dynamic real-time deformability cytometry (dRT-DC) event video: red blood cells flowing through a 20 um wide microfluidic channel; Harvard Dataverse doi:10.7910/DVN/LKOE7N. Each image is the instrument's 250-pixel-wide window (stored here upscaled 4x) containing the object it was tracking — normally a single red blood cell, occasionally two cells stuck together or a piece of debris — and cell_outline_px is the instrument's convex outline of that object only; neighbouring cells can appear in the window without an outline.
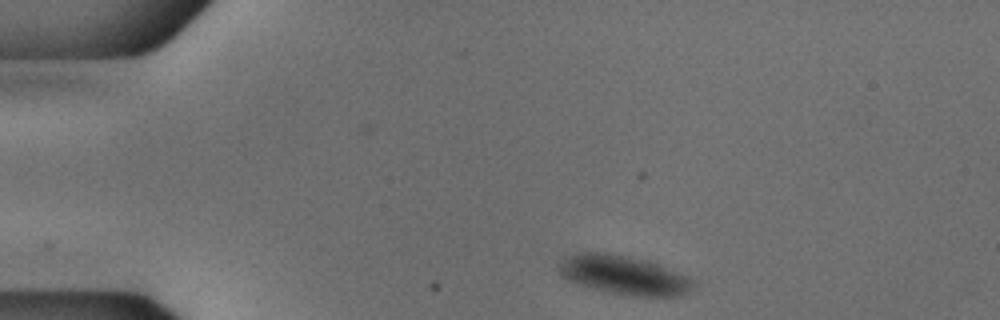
{"species": "common noctule bat (a hibernating species)", "species_latin": "Nyctalus noctula", "temperature_condition": "cold", "stored_images_in_passage": 45, "camera_frame_rate_fps": 3000, "um_per_image_px": 0.085, "animal": {"sex": "male", "body_mass_g": 18.8}, "frame": {"image": 1, "passage_image": 1, "time_ms": 0.0, "image_size_px": [1000, 320], "cell_outline_px": [[696, 284], [684, 296], [624, 296], [576, 284], [560, 276], [560, 264], [564, 260], [576, 252], [608, 252], [648, 260], [688, 276], [696, 280]], "centroid_in_image_um": [53.08, 23.39], "position_along_channel_um": 31.9, "area_um2": 30.87}}
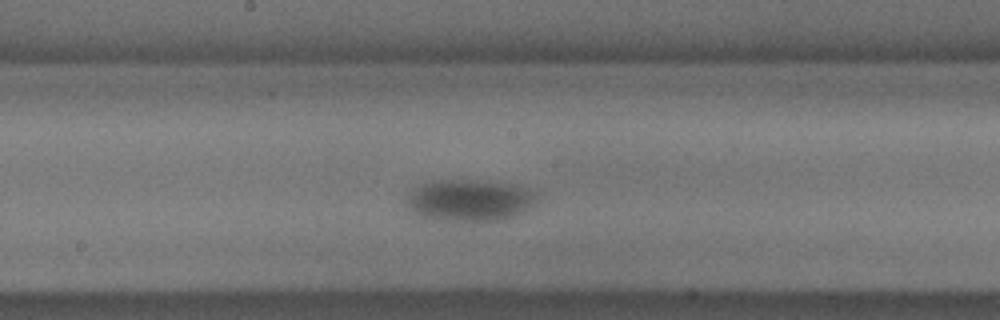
{"frame": {"image": 2, "passage_image": 20, "time_ms": 6.333, "image_size_px": [1000, 320], "cell_outline_px": [[540, 196], [524, 212], [516, 216], [504, 220], [432, 220], [420, 216], [412, 212], [404, 204], [412, 188], [424, 184], [440, 180], [476, 180], [520, 184], [532, 188]], "centroid_in_image_um": [39.96, 17.01], "position_along_channel_um": 208.2, "area_um2": 32.19}}
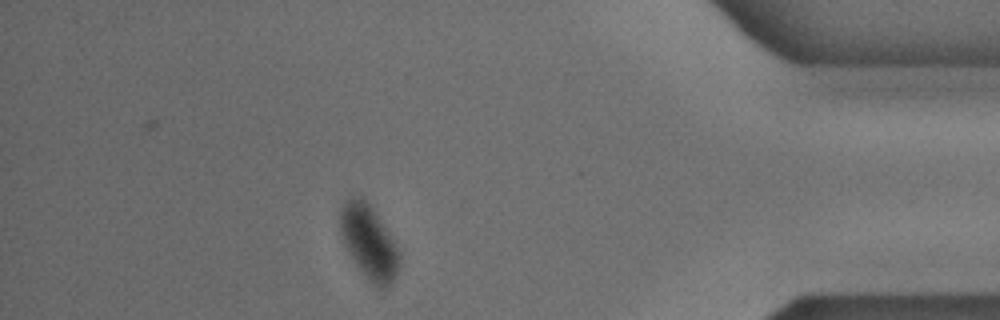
{"frame": {"image": 3, "passage_image": 39, "time_ms": 12.667, "image_size_px": [1000, 320], "cell_outline_px": [[400, 268], [396, 276], [388, 288], [376, 288], [364, 276], [348, 252], [344, 244], [340, 232], [340, 204], [352, 196], [360, 196], [376, 212], [396, 244], [400, 252]], "centroid_in_image_um": [31.37, 20.6], "position_along_channel_um": 403.8, "area_um2": 25.78}}